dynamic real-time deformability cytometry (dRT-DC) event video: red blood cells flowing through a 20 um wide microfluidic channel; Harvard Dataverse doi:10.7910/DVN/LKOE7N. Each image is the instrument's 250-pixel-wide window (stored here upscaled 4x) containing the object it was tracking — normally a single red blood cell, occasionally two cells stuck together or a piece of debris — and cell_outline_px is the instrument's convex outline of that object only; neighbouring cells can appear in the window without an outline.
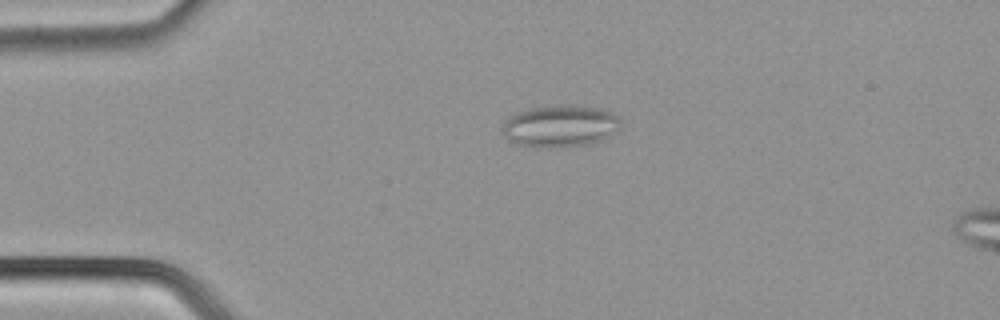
{"species": "common noctule bat (a hibernating species)", "species_latin": "Nyctalus noctula", "temperature_condition": "cold", "stored_images_in_passage": 49, "camera_frame_rate_fps": 3000, "um_per_image_px": 0.085, "animal": {"sex": "male", "body_mass_g": 21.5, "forearm_length_mm": 52.0}, "frame": {"image": 1, "passage_image": 11, "time_ms": 3.333, "image_size_px": [1000, 320], "cell_outline_px": [[620, 132], [600, 140], [584, 144], [548, 148], [536, 148], [516, 144], [508, 140], [500, 132], [500, 128], [504, 120], [508, 116], [516, 112], [532, 108], [604, 108], [620, 116]], "centroid_in_image_um": [47.58, 10.77], "position_along_channel_um": 37.4, "area_um2": 28.61}}
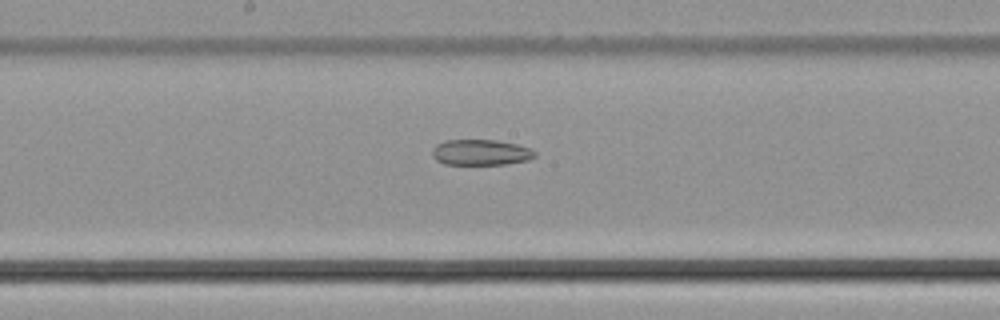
{"frame": {"image": 2, "passage_image": 26, "time_ms": 8.333, "image_size_px": [1000, 320], "cell_outline_px": [[536, 156], [528, 160], [504, 164], [444, 164], [436, 160], [432, 156], [432, 148], [436, 144], [444, 140], [496, 140], [516, 144], [532, 148], [536, 152]], "centroid_in_image_um": [40.86, 12.94], "position_along_channel_um": 207.3, "area_um2": 15.49}}
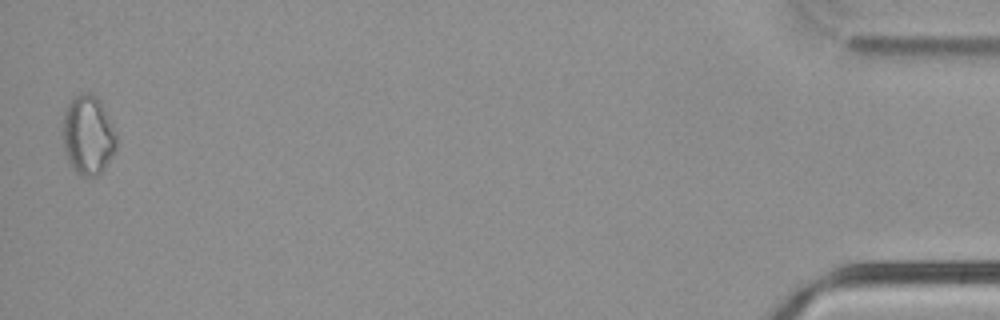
{"frame": {"image": 3, "passage_image": 49, "time_ms": 16.0, "image_size_px": [1000, 320], "cell_outline_px": [[116, 148], [104, 168], [96, 176], [80, 176], [72, 168], [68, 160], [64, 148], [64, 112], [72, 96], [80, 92], [92, 92], [100, 100], [116, 132]], "centroid_in_image_um": [7.48, 11.45], "position_along_channel_um": 427.7, "area_um2": 24.74}}